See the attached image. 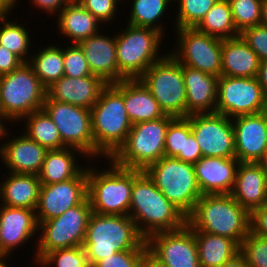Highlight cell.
Listing matches in <instances>:
<instances>
[{
    "instance_id": "obj_46",
    "label": "cell",
    "mask_w": 267,
    "mask_h": 267,
    "mask_svg": "<svg viewBox=\"0 0 267 267\" xmlns=\"http://www.w3.org/2000/svg\"><path fill=\"white\" fill-rule=\"evenodd\" d=\"M250 232L267 239V201L250 213Z\"/></svg>"
},
{
    "instance_id": "obj_10",
    "label": "cell",
    "mask_w": 267,
    "mask_h": 267,
    "mask_svg": "<svg viewBox=\"0 0 267 267\" xmlns=\"http://www.w3.org/2000/svg\"><path fill=\"white\" fill-rule=\"evenodd\" d=\"M91 214L92 208L87 197L59 217L38 223L40 235L37 234L35 254L32 256L35 263L52 250L83 246Z\"/></svg>"
},
{
    "instance_id": "obj_16",
    "label": "cell",
    "mask_w": 267,
    "mask_h": 267,
    "mask_svg": "<svg viewBox=\"0 0 267 267\" xmlns=\"http://www.w3.org/2000/svg\"><path fill=\"white\" fill-rule=\"evenodd\" d=\"M146 243L148 251L167 267H201L195 235L187 224L178 230L155 233Z\"/></svg>"
},
{
    "instance_id": "obj_50",
    "label": "cell",
    "mask_w": 267,
    "mask_h": 267,
    "mask_svg": "<svg viewBox=\"0 0 267 267\" xmlns=\"http://www.w3.org/2000/svg\"><path fill=\"white\" fill-rule=\"evenodd\" d=\"M15 4H18V0H0V20L10 17L12 10L17 6Z\"/></svg>"
},
{
    "instance_id": "obj_58",
    "label": "cell",
    "mask_w": 267,
    "mask_h": 267,
    "mask_svg": "<svg viewBox=\"0 0 267 267\" xmlns=\"http://www.w3.org/2000/svg\"><path fill=\"white\" fill-rule=\"evenodd\" d=\"M5 257V254L1 251L0 249V259L4 258Z\"/></svg>"
},
{
    "instance_id": "obj_54",
    "label": "cell",
    "mask_w": 267,
    "mask_h": 267,
    "mask_svg": "<svg viewBox=\"0 0 267 267\" xmlns=\"http://www.w3.org/2000/svg\"><path fill=\"white\" fill-rule=\"evenodd\" d=\"M6 122L11 123L12 121L8 117H6L3 113L0 112V140H1V138H2V140H4V138L7 139V134H9L8 136H12V135H10V133L8 131V129H10V128L6 127L8 124L5 125Z\"/></svg>"
},
{
    "instance_id": "obj_35",
    "label": "cell",
    "mask_w": 267,
    "mask_h": 267,
    "mask_svg": "<svg viewBox=\"0 0 267 267\" xmlns=\"http://www.w3.org/2000/svg\"><path fill=\"white\" fill-rule=\"evenodd\" d=\"M130 14L128 23L137 27H149L158 30L165 36L166 29L160 21L165 16V12L171 7L169 6L174 0H131Z\"/></svg>"
},
{
    "instance_id": "obj_57",
    "label": "cell",
    "mask_w": 267,
    "mask_h": 267,
    "mask_svg": "<svg viewBox=\"0 0 267 267\" xmlns=\"http://www.w3.org/2000/svg\"><path fill=\"white\" fill-rule=\"evenodd\" d=\"M10 257L9 256H5L4 258H2V259H0V267H9L8 266V259H9Z\"/></svg>"
},
{
    "instance_id": "obj_4",
    "label": "cell",
    "mask_w": 267,
    "mask_h": 267,
    "mask_svg": "<svg viewBox=\"0 0 267 267\" xmlns=\"http://www.w3.org/2000/svg\"><path fill=\"white\" fill-rule=\"evenodd\" d=\"M192 230L228 237L242 244L250 232V213L230 194L202 195L187 216Z\"/></svg>"
},
{
    "instance_id": "obj_23",
    "label": "cell",
    "mask_w": 267,
    "mask_h": 267,
    "mask_svg": "<svg viewBox=\"0 0 267 267\" xmlns=\"http://www.w3.org/2000/svg\"><path fill=\"white\" fill-rule=\"evenodd\" d=\"M239 163L236 158L201 157L194 169L202 195L231 194Z\"/></svg>"
},
{
    "instance_id": "obj_27",
    "label": "cell",
    "mask_w": 267,
    "mask_h": 267,
    "mask_svg": "<svg viewBox=\"0 0 267 267\" xmlns=\"http://www.w3.org/2000/svg\"><path fill=\"white\" fill-rule=\"evenodd\" d=\"M123 99L132 125L166 116L140 79L123 80Z\"/></svg>"
},
{
    "instance_id": "obj_21",
    "label": "cell",
    "mask_w": 267,
    "mask_h": 267,
    "mask_svg": "<svg viewBox=\"0 0 267 267\" xmlns=\"http://www.w3.org/2000/svg\"><path fill=\"white\" fill-rule=\"evenodd\" d=\"M4 141L0 144V160L7 172L38 175L48 150L25 133Z\"/></svg>"
},
{
    "instance_id": "obj_1",
    "label": "cell",
    "mask_w": 267,
    "mask_h": 267,
    "mask_svg": "<svg viewBox=\"0 0 267 267\" xmlns=\"http://www.w3.org/2000/svg\"><path fill=\"white\" fill-rule=\"evenodd\" d=\"M129 216L146 240L155 233L178 230L187 224V216L165 198L145 171L134 180Z\"/></svg>"
},
{
    "instance_id": "obj_32",
    "label": "cell",
    "mask_w": 267,
    "mask_h": 267,
    "mask_svg": "<svg viewBox=\"0 0 267 267\" xmlns=\"http://www.w3.org/2000/svg\"><path fill=\"white\" fill-rule=\"evenodd\" d=\"M55 44L38 49L36 54L32 51L28 62L46 89L64 76L63 46Z\"/></svg>"
},
{
    "instance_id": "obj_42",
    "label": "cell",
    "mask_w": 267,
    "mask_h": 267,
    "mask_svg": "<svg viewBox=\"0 0 267 267\" xmlns=\"http://www.w3.org/2000/svg\"><path fill=\"white\" fill-rule=\"evenodd\" d=\"M71 44V45H70ZM64 75L70 78L92 75L84 53L77 43L63 47Z\"/></svg>"
},
{
    "instance_id": "obj_45",
    "label": "cell",
    "mask_w": 267,
    "mask_h": 267,
    "mask_svg": "<svg viewBox=\"0 0 267 267\" xmlns=\"http://www.w3.org/2000/svg\"><path fill=\"white\" fill-rule=\"evenodd\" d=\"M246 44L258 55L260 61H267V27L256 25L243 29L240 34Z\"/></svg>"
},
{
    "instance_id": "obj_47",
    "label": "cell",
    "mask_w": 267,
    "mask_h": 267,
    "mask_svg": "<svg viewBox=\"0 0 267 267\" xmlns=\"http://www.w3.org/2000/svg\"><path fill=\"white\" fill-rule=\"evenodd\" d=\"M201 157L202 153L193 133L184 137L183 153H179L175 158L194 165Z\"/></svg>"
},
{
    "instance_id": "obj_22",
    "label": "cell",
    "mask_w": 267,
    "mask_h": 267,
    "mask_svg": "<svg viewBox=\"0 0 267 267\" xmlns=\"http://www.w3.org/2000/svg\"><path fill=\"white\" fill-rule=\"evenodd\" d=\"M107 86L98 76L70 78L64 75L46 89V95L54 101L91 109Z\"/></svg>"
},
{
    "instance_id": "obj_53",
    "label": "cell",
    "mask_w": 267,
    "mask_h": 267,
    "mask_svg": "<svg viewBox=\"0 0 267 267\" xmlns=\"http://www.w3.org/2000/svg\"><path fill=\"white\" fill-rule=\"evenodd\" d=\"M222 267H249V265L247 264L246 259L243 257V255L239 253Z\"/></svg>"
},
{
    "instance_id": "obj_9",
    "label": "cell",
    "mask_w": 267,
    "mask_h": 267,
    "mask_svg": "<svg viewBox=\"0 0 267 267\" xmlns=\"http://www.w3.org/2000/svg\"><path fill=\"white\" fill-rule=\"evenodd\" d=\"M167 200L186 216L202 196L194 165L175 157L164 156L144 170Z\"/></svg>"
},
{
    "instance_id": "obj_7",
    "label": "cell",
    "mask_w": 267,
    "mask_h": 267,
    "mask_svg": "<svg viewBox=\"0 0 267 267\" xmlns=\"http://www.w3.org/2000/svg\"><path fill=\"white\" fill-rule=\"evenodd\" d=\"M124 29L116 35L119 73L125 79H139L153 63L166 55L159 54L164 35L153 28L130 24Z\"/></svg>"
},
{
    "instance_id": "obj_33",
    "label": "cell",
    "mask_w": 267,
    "mask_h": 267,
    "mask_svg": "<svg viewBox=\"0 0 267 267\" xmlns=\"http://www.w3.org/2000/svg\"><path fill=\"white\" fill-rule=\"evenodd\" d=\"M198 31L220 39L239 36L228 0H218L194 27Z\"/></svg>"
},
{
    "instance_id": "obj_44",
    "label": "cell",
    "mask_w": 267,
    "mask_h": 267,
    "mask_svg": "<svg viewBox=\"0 0 267 267\" xmlns=\"http://www.w3.org/2000/svg\"><path fill=\"white\" fill-rule=\"evenodd\" d=\"M148 250H126L99 260L93 267H142Z\"/></svg>"
},
{
    "instance_id": "obj_25",
    "label": "cell",
    "mask_w": 267,
    "mask_h": 267,
    "mask_svg": "<svg viewBox=\"0 0 267 267\" xmlns=\"http://www.w3.org/2000/svg\"><path fill=\"white\" fill-rule=\"evenodd\" d=\"M186 86L187 117L197 113H214L219 77L183 66Z\"/></svg>"
},
{
    "instance_id": "obj_31",
    "label": "cell",
    "mask_w": 267,
    "mask_h": 267,
    "mask_svg": "<svg viewBox=\"0 0 267 267\" xmlns=\"http://www.w3.org/2000/svg\"><path fill=\"white\" fill-rule=\"evenodd\" d=\"M201 267H222L240 253V245L225 236L193 230Z\"/></svg>"
},
{
    "instance_id": "obj_15",
    "label": "cell",
    "mask_w": 267,
    "mask_h": 267,
    "mask_svg": "<svg viewBox=\"0 0 267 267\" xmlns=\"http://www.w3.org/2000/svg\"><path fill=\"white\" fill-rule=\"evenodd\" d=\"M190 121L202 157L235 158V138L231 118L219 113H197Z\"/></svg>"
},
{
    "instance_id": "obj_26",
    "label": "cell",
    "mask_w": 267,
    "mask_h": 267,
    "mask_svg": "<svg viewBox=\"0 0 267 267\" xmlns=\"http://www.w3.org/2000/svg\"><path fill=\"white\" fill-rule=\"evenodd\" d=\"M260 60L241 36L222 40L221 75L257 77Z\"/></svg>"
},
{
    "instance_id": "obj_2",
    "label": "cell",
    "mask_w": 267,
    "mask_h": 267,
    "mask_svg": "<svg viewBox=\"0 0 267 267\" xmlns=\"http://www.w3.org/2000/svg\"><path fill=\"white\" fill-rule=\"evenodd\" d=\"M91 121L94 158L110 159L124 144L132 128L123 99V81L108 84L102 91L91 108Z\"/></svg>"
},
{
    "instance_id": "obj_34",
    "label": "cell",
    "mask_w": 267,
    "mask_h": 267,
    "mask_svg": "<svg viewBox=\"0 0 267 267\" xmlns=\"http://www.w3.org/2000/svg\"><path fill=\"white\" fill-rule=\"evenodd\" d=\"M21 121L25 122L24 133L47 150L65 148L58 128L43 109L25 116Z\"/></svg>"
},
{
    "instance_id": "obj_17",
    "label": "cell",
    "mask_w": 267,
    "mask_h": 267,
    "mask_svg": "<svg viewBox=\"0 0 267 267\" xmlns=\"http://www.w3.org/2000/svg\"><path fill=\"white\" fill-rule=\"evenodd\" d=\"M87 198V166L75 178L41 185L35 209L38 223L54 219Z\"/></svg>"
},
{
    "instance_id": "obj_14",
    "label": "cell",
    "mask_w": 267,
    "mask_h": 267,
    "mask_svg": "<svg viewBox=\"0 0 267 267\" xmlns=\"http://www.w3.org/2000/svg\"><path fill=\"white\" fill-rule=\"evenodd\" d=\"M266 110L267 96L257 77H219L216 113L232 119Z\"/></svg>"
},
{
    "instance_id": "obj_13",
    "label": "cell",
    "mask_w": 267,
    "mask_h": 267,
    "mask_svg": "<svg viewBox=\"0 0 267 267\" xmlns=\"http://www.w3.org/2000/svg\"><path fill=\"white\" fill-rule=\"evenodd\" d=\"M42 109L58 128L65 147L78 149L94 160L91 109L54 101L47 95Z\"/></svg>"
},
{
    "instance_id": "obj_41",
    "label": "cell",
    "mask_w": 267,
    "mask_h": 267,
    "mask_svg": "<svg viewBox=\"0 0 267 267\" xmlns=\"http://www.w3.org/2000/svg\"><path fill=\"white\" fill-rule=\"evenodd\" d=\"M240 253L249 267H267V239L249 232L240 245Z\"/></svg>"
},
{
    "instance_id": "obj_20",
    "label": "cell",
    "mask_w": 267,
    "mask_h": 267,
    "mask_svg": "<svg viewBox=\"0 0 267 267\" xmlns=\"http://www.w3.org/2000/svg\"><path fill=\"white\" fill-rule=\"evenodd\" d=\"M77 44L84 53L92 75L102 78L108 84L125 80L117 65L116 34L106 36L100 30Z\"/></svg>"
},
{
    "instance_id": "obj_28",
    "label": "cell",
    "mask_w": 267,
    "mask_h": 267,
    "mask_svg": "<svg viewBox=\"0 0 267 267\" xmlns=\"http://www.w3.org/2000/svg\"><path fill=\"white\" fill-rule=\"evenodd\" d=\"M7 173L2 174L5 180L0 184V203L35 210L41 187L38 175Z\"/></svg>"
},
{
    "instance_id": "obj_39",
    "label": "cell",
    "mask_w": 267,
    "mask_h": 267,
    "mask_svg": "<svg viewBox=\"0 0 267 267\" xmlns=\"http://www.w3.org/2000/svg\"><path fill=\"white\" fill-rule=\"evenodd\" d=\"M236 29L241 32L247 27L260 24L262 0H228Z\"/></svg>"
},
{
    "instance_id": "obj_40",
    "label": "cell",
    "mask_w": 267,
    "mask_h": 267,
    "mask_svg": "<svg viewBox=\"0 0 267 267\" xmlns=\"http://www.w3.org/2000/svg\"><path fill=\"white\" fill-rule=\"evenodd\" d=\"M192 133L190 121L184 118H174L168 125L165 138V156L176 157L183 153L184 137Z\"/></svg>"
},
{
    "instance_id": "obj_37",
    "label": "cell",
    "mask_w": 267,
    "mask_h": 267,
    "mask_svg": "<svg viewBox=\"0 0 267 267\" xmlns=\"http://www.w3.org/2000/svg\"><path fill=\"white\" fill-rule=\"evenodd\" d=\"M218 0H174L178 5L176 29L194 28Z\"/></svg>"
},
{
    "instance_id": "obj_56",
    "label": "cell",
    "mask_w": 267,
    "mask_h": 267,
    "mask_svg": "<svg viewBox=\"0 0 267 267\" xmlns=\"http://www.w3.org/2000/svg\"><path fill=\"white\" fill-rule=\"evenodd\" d=\"M257 164L263 169V171L267 175V150L262 154Z\"/></svg>"
},
{
    "instance_id": "obj_43",
    "label": "cell",
    "mask_w": 267,
    "mask_h": 267,
    "mask_svg": "<svg viewBox=\"0 0 267 267\" xmlns=\"http://www.w3.org/2000/svg\"><path fill=\"white\" fill-rule=\"evenodd\" d=\"M122 0H78V2L88 10L101 24L102 26L107 23L110 24L112 20H115L117 13V4ZM109 23V24H108Z\"/></svg>"
},
{
    "instance_id": "obj_38",
    "label": "cell",
    "mask_w": 267,
    "mask_h": 267,
    "mask_svg": "<svg viewBox=\"0 0 267 267\" xmlns=\"http://www.w3.org/2000/svg\"><path fill=\"white\" fill-rule=\"evenodd\" d=\"M36 264L39 267H90L83 246L52 250Z\"/></svg>"
},
{
    "instance_id": "obj_5",
    "label": "cell",
    "mask_w": 267,
    "mask_h": 267,
    "mask_svg": "<svg viewBox=\"0 0 267 267\" xmlns=\"http://www.w3.org/2000/svg\"><path fill=\"white\" fill-rule=\"evenodd\" d=\"M108 161L110 167L105 170L87 166V197L92 212L129 216L132 186L143 170L122 168Z\"/></svg>"
},
{
    "instance_id": "obj_36",
    "label": "cell",
    "mask_w": 267,
    "mask_h": 267,
    "mask_svg": "<svg viewBox=\"0 0 267 267\" xmlns=\"http://www.w3.org/2000/svg\"><path fill=\"white\" fill-rule=\"evenodd\" d=\"M9 20L10 18L0 20V45L16 54L23 62H29L32 55L31 33L27 31L24 23Z\"/></svg>"
},
{
    "instance_id": "obj_6",
    "label": "cell",
    "mask_w": 267,
    "mask_h": 267,
    "mask_svg": "<svg viewBox=\"0 0 267 267\" xmlns=\"http://www.w3.org/2000/svg\"><path fill=\"white\" fill-rule=\"evenodd\" d=\"M174 117H165L132 125L124 144L109 159L119 167L145 170L165 156V138Z\"/></svg>"
},
{
    "instance_id": "obj_12",
    "label": "cell",
    "mask_w": 267,
    "mask_h": 267,
    "mask_svg": "<svg viewBox=\"0 0 267 267\" xmlns=\"http://www.w3.org/2000/svg\"><path fill=\"white\" fill-rule=\"evenodd\" d=\"M176 40L169 53L182 65L220 77L222 40L202 33L195 28L173 29Z\"/></svg>"
},
{
    "instance_id": "obj_51",
    "label": "cell",
    "mask_w": 267,
    "mask_h": 267,
    "mask_svg": "<svg viewBox=\"0 0 267 267\" xmlns=\"http://www.w3.org/2000/svg\"><path fill=\"white\" fill-rule=\"evenodd\" d=\"M257 79L264 94L267 96V61H260Z\"/></svg>"
},
{
    "instance_id": "obj_18",
    "label": "cell",
    "mask_w": 267,
    "mask_h": 267,
    "mask_svg": "<svg viewBox=\"0 0 267 267\" xmlns=\"http://www.w3.org/2000/svg\"><path fill=\"white\" fill-rule=\"evenodd\" d=\"M235 158L240 163H257L267 150V110L231 119Z\"/></svg>"
},
{
    "instance_id": "obj_3",
    "label": "cell",
    "mask_w": 267,
    "mask_h": 267,
    "mask_svg": "<svg viewBox=\"0 0 267 267\" xmlns=\"http://www.w3.org/2000/svg\"><path fill=\"white\" fill-rule=\"evenodd\" d=\"M90 267L116 252L148 250L146 239L126 215H100L92 212L83 243Z\"/></svg>"
},
{
    "instance_id": "obj_49",
    "label": "cell",
    "mask_w": 267,
    "mask_h": 267,
    "mask_svg": "<svg viewBox=\"0 0 267 267\" xmlns=\"http://www.w3.org/2000/svg\"><path fill=\"white\" fill-rule=\"evenodd\" d=\"M31 4L36 9H41L43 12L47 13V15H56L59 13L61 9H63L70 0H30Z\"/></svg>"
},
{
    "instance_id": "obj_52",
    "label": "cell",
    "mask_w": 267,
    "mask_h": 267,
    "mask_svg": "<svg viewBox=\"0 0 267 267\" xmlns=\"http://www.w3.org/2000/svg\"><path fill=\"white\" fill-rule=\"evenodd\" d=\"M142 267H167V266L161 263L158 259H156L149 251H147L143 258Z\"/></svg>"
},
{
    "instance_id": "obj_11",
    "label": "cell",
    "mask_w": 267,
    "mask_h": 267,
    "mask_svg": "<svg viewBox=\"0 0 267 267\" xmlns=\"http://www.w3.org/2000/svg\"><path fill=\"white\" fill-rule=\"evenodd\" d=\"M150 90L165 115L187 117L183 66L167 53L139 78Z\"/></svg>"
},
{
    "instance_id": "obj_48",
    "label": "cell",
    "mask_w": 267,
    "mask_h": 267,
    "mask_svg": "<svg viewBox=\"0 0 267 267\" xmlns=\"http://www.w3.org/2000/svg\"><path fill=\"white\" fill-rule=\"evenodd\" d=\"M24 63L16 54L0 45V76L9 74Z\"/></svg>"
},
{
    "instance_id": "obj_24",
    "label": "cell",
    "mask_w": 267,
    "mask_h": 267,
    "mask_svg": "<svg viewBox=\"0 0 267 267\" xmlns=\"http://www.w3.org/2000/svg\"><path fill=\"white\" fill-rule=\"evenodd\" d=\"M249 213L267 201V175L257 163H239L230 194Z\"/></svg>"
},
{
    "instance_id": "obj_8",
    "label": "cell",
    "mask_w": 267,
    "mask_h": 267,
    "mask_svg": "<svg viewBox=\"0 0 267 267\" xmlns=\"http://www.w3.org/2000/svg\"><path fill=\"white\" fill-rule=\"evenodd\" d=\"M45 98L46 88L28 62L0 76V112L13 123L41 110Z\"/></svg>"
},
{
    "instance_id": "obj_55",
    "label": "cell",
    "mask_w": 267,
    "mask_h": 267,
    "mask_svg": "<svg viewBox=\"0 0 267 267\" xmlns=\"http://www.w3.org/2000/svg\"><path fill=\"white\" fill-rule=\"evenodd\" d=\"M260 24L267 27V0H262Z\"/></svg>"
},
{
    "instance_id": "obj_30",
    "label": "cell",
    "mask_w": 267,
    "mask_h": 267,
    "mask_svg": "<svg viewBox=\"0 0 267 267\" xmlns=\"http://www.w3.org/2000/svg\"><path fill=\"white\" fill-rule=\"evenodd\" d=\"M78 155L88 159L83 152L75 148L48 150L38 173L41 185L59 183L77 177L85 169L82 165H78Z\"/></svg>"
},
{
    "instance_id": "obj_19",
    "label": "cell",
    "mask_w": 267,
    "mask_h": 267,
    "mask_svg": "<svg viewBox=\"0 0 267 267\" xmlns=\"http://www.w3.org/2000/svg\"><path fill=\"white\" fill-rule=\"evenodd\" d=\"M37 232L35 210L0 204V249L5 256H11L33 237L36 239Z\"/></svg>"
},
{
    "instance_id": "obj_29",
    "label": "cell",
    "mask_w": 267,
    "mask_h": 267,
    "mask_svg": "<svg viewBox=\"0 0 267 267\" xmlns=\"http://www.w3.org/2000/svg\"><path fill=\"white\" fill-rule=\"evenodd\" d=\"M57 33L68 38V42L78 43L97 34L102 24L79 2L70 1L57 14Z\"/></svg>"
}]
</instances>
